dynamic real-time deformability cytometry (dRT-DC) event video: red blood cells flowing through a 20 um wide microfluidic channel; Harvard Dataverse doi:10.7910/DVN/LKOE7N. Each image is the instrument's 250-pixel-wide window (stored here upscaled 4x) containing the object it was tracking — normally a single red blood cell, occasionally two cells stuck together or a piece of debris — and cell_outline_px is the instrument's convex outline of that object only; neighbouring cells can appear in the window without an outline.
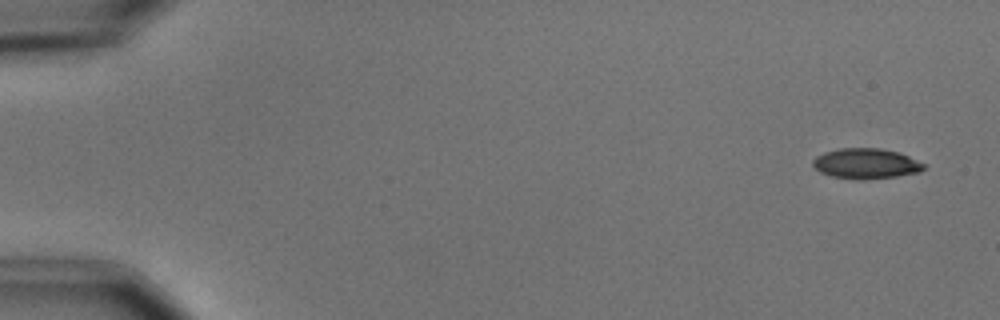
{"species": "common noctule bat (a hibernating species)", "species_latin": "Nyctalus noctula", "temperature_condition": "cold", "stored_images_in_passage": 5, "camera_frame_rate_fps": 3000, "um_per_image_px": 0.085, "animal": {"sex": "male", "body_mass_g": 15.6}, "frame": {"image": 1, "passage_image": 1, "time_ms": 0.0, "image_size_px": [1000, 320], "cell_outline_px": [[928, 164], [920, 172], [896, 176], [860, 180], [856, 180], [832, 176], [820, 172], [812, 164], [812, 160], [816, 156], [824, 152], [836, 148], [880, 148], [900, 152]], "centroid_in_image_um": [73.63, 13.89], "position_along_channel_um": 11.4, "area_um2": 19.88}}
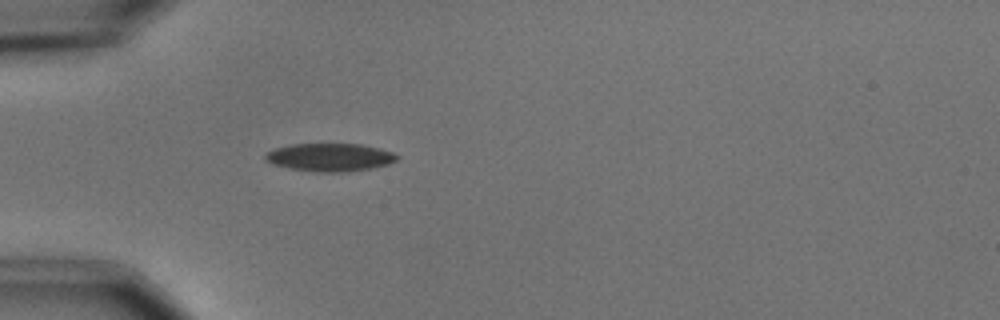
{"frame": {"image": 2, "passage_image": 5, "time_ms": 4.667, "image_size_px": [1000, 320], "cell_outline_px": [[400, 156], [396, 160], [388, 164], [372, 168], [348, 172], [316, 172], [288, 168], [272, 164], [264, 160], [264, 156], [268, 152], [276, 148], [292, 144], [360, 144], [380, 148], [392, 152]], "centroid_in_image_um": [28.04, 13.37], "position_along_channel_um": 57.0, "area_um2": 21.56}}